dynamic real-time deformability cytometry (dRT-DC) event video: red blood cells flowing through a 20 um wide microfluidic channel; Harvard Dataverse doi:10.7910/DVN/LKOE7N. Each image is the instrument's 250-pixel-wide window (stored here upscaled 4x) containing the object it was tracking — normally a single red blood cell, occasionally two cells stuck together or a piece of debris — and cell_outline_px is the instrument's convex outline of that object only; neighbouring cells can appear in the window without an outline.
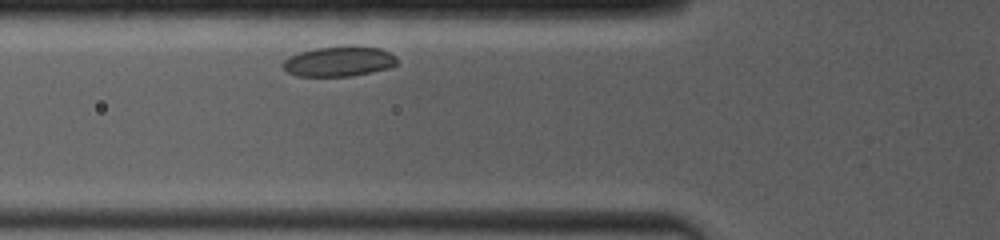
{"species": "common noctule bat (a hibernating species)", "species_latin": "Nyctalus noctula", "temperature_condition": "room temperature", "stored_images_in_passage": 13, "camera_frame_rate_fps": 4000, "um_per_image_px": 0.085, "animal": {"sex": "female", "body_mass_g": 19.0, "forearm_length_mm": 53.3}, "frame": {"image": 1, "passage_image": 2, "time_ms": 0.75, "image_size_px": [1000, 240], "cell_outline_px": [[396, 64], [392, 68], [372, 72], [348, 76], [296, 76], [288, 72], [280, 64], [288, 56], [300, 52], [316, 48], [348, 44], [352, 44], [380, 48], [396, 56]], "centroid_in_image_um": [28.82, 5.19], "position_along_channel_um": 97.0, "area_um2": 20.46}}
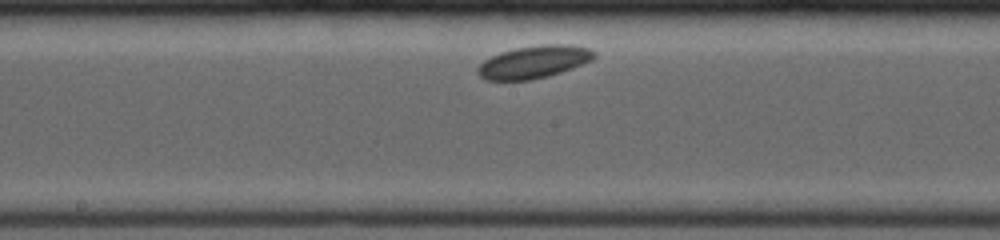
{"frame": {"image": 2, "passage_image": 7, "time_ms": 3.75, "image_size_px": [1000, 240], "cell_outline_px": [[596, 56], [592, 60], [572, 68], [548, 76], [532, 80], [488, 80], [480, 76], [476, 72], [476, 68], [484, 60], [500, 52], [516, 48], [540, 44], [568, 44], [588, 48], [596, 52]], "centroid_in_image_um": [45.38, 5.26], "position_along_channel_um": 202.8, "area_um2": 22.14}}
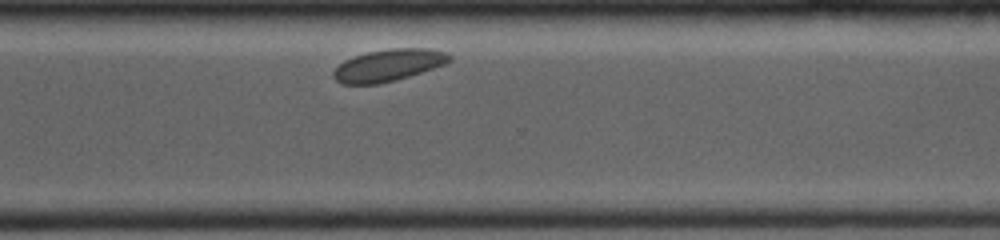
{"frame": {"image": 3, "passage_image": 13, "time_ms": 7.5, "image_size_px": [1000, 240], "cell_outline_px": [[452, 60], [444, 64], [408, 76], [376, 84], [344, 84], [336, 80], [332, 76], [332, 72], [344, 60], [368, 52], [388, 48], [428, 48], [448, 52], [452, 56]], "centroid_in_image_um": [33.02, 5.53], "position_along_channel_um": 337.6, "area_um2": 21.39}}